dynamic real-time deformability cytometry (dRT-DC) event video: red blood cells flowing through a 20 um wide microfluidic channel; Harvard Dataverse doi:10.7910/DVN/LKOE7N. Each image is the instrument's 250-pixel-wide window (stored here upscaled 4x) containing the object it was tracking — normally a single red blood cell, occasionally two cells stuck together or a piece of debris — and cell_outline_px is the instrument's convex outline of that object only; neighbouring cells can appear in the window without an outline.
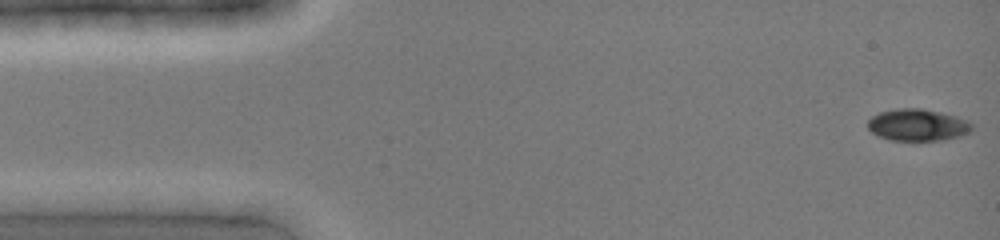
{"species": "common noctule bat (a hibernating species)", "species_latin": "Nyctalus noctula", "temperature_condition": "cold", "stored_images_in_passage": 2, "camera_frame_rate_fps": 3000, "um_per_image_px": 0.085, "animal": {"sex": "female", "body_mass_g": 19.0, "forearm_length_mm": 51.5}, "frame": {"image": 1, "passage_image": 1, "time_ms": 0.0, "image_size_px": [1000, 240], "cell_outline_px": [[972, 128], [968, 132], [960, 136], [944, 140], [888, 140], [872, 132], [868, 128], [868, 120], [872, 116], [880, 112], [896, 108], [920, 108], [940, 112], [956, 116], [968, 120], [972, 124]], "centroid_in_image_um": [77.99, 10.61], "position_along_channel_um": 7.0, "area_um2": 19.31}}